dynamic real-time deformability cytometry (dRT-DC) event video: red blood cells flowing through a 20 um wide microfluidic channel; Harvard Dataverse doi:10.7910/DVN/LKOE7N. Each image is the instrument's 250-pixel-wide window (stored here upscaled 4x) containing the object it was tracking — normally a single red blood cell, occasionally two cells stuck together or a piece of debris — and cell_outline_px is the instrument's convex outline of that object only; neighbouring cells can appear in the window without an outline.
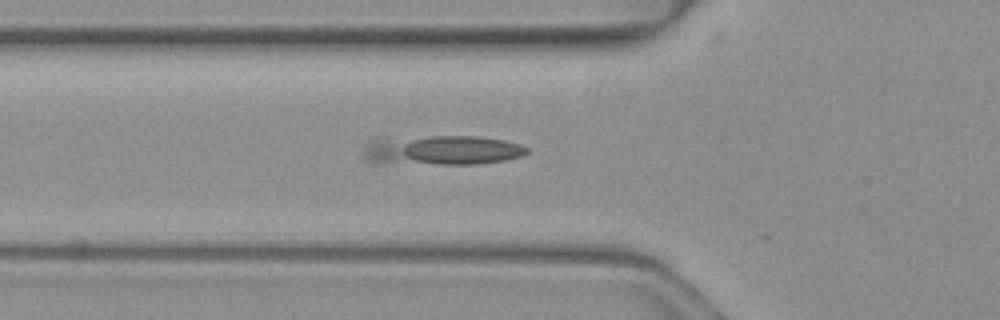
{"species": "common noctule bat (a hibernating species)", "species_latin": "Nyctalus noctula", "temperature_condition": "warm", "stored_images_in_passage": 18, "camera_frame_rate_fps": 3000, "um_per_image_px": 0.085, "animal": {"sex": "female", "body_mass_g": 19.3, "forearm_length_mm": 54.1}, "frame": {"image": 1, "passage_image": 4, "time_ms": 1.0, "image_size_px": [1000, 320], "cell_outline_px": [[528, 152], [520, 156], [504, 160], [480, 164], [368, 164], [364, 160], [364, 148], [368, 140], [432, 136], [476, 136], [504, 140], [520, 144], [528, 148]], "centroid_in_image_um": [37.48, 12.79], "position_along_channel_um": 88.3, "area_um2": 28.67}}
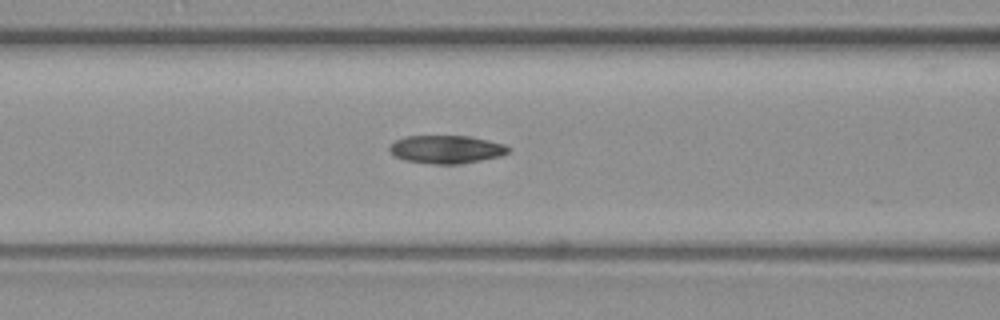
{"frame": {"image": 2, "passage_image": 7, "time_ms": 2.0, "image_size_px": [1000, 320], "cell_outline_px": [[512, 148], [508, 152], [500, 156], [460, 164], [432, 164], [404, 160], [396, 156], [388, 148], [396, 140], [404, 136], [472, 136], [504, 144]], "centroid_in_image_um": [37.96, 12.69], "position_along_channel_um": 128.6, "area_um2": 19.42}}